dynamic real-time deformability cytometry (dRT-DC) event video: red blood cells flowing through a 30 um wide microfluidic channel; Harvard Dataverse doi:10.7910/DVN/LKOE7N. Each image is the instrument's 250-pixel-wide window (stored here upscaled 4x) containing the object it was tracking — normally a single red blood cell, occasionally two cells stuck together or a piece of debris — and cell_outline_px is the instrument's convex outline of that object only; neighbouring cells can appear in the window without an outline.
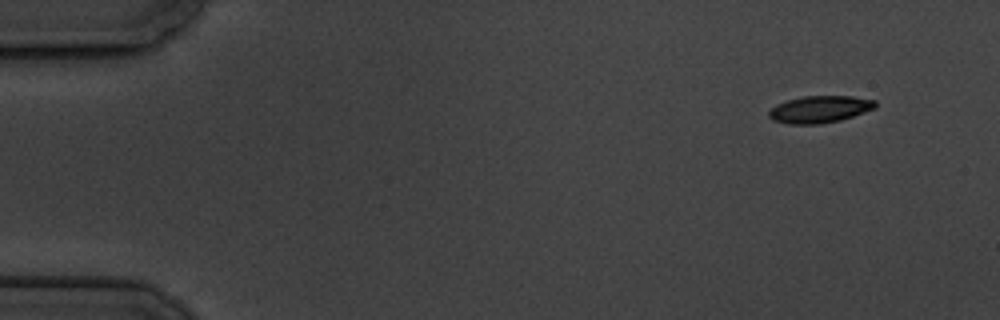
{"species": "common noctule bat (a hibernating species)", "species_latin": "Nyctalus noctula", "temperature_condition": "cold", "stored_images_in_passage": 9, "camera_frame_rate_fps": 3000, "um_per_image_px": 0.085, "animal": {"sex": "male", "body_mass_g": 19.5, "forearm_length_mm": 54.6}, "frame": {"image": 1, "passage_image": 1, "time_ms": 0.0, "image_size_px": [1000, 320], "cell_outline_px": [[876, 108], [840, 120], [820, 124], [788, 124], [772, 120], [768, 116], [768, 112], [776, 104], [788, 100], [804, 96], [852, 96], [876, 100]], "centroid_in_image_um": [69.67, 9.29], "position_along_channel_um": 15.3, "area_um2": 16.76}}
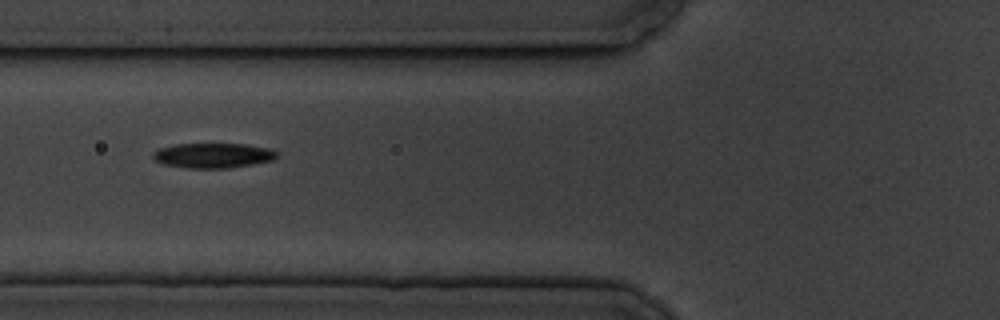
{"frame": {"image": 2, "passage_image": 6, "time_ms": 6.0, "image_size_px": [1000, 320], "cell_outline_px": [[276, 156], [272, 160], [252, 164], [228, 168], [184, 168], [164, 164], [156, 160], [152, 156], [152, 152], [160, 148], [176, 144], [244, 144], [268, 148], [276, 152]], "centroid_in_image_um": [18.06, 13.22], "position_along_channel_um": 107.7, "area_um2": 17.8}}
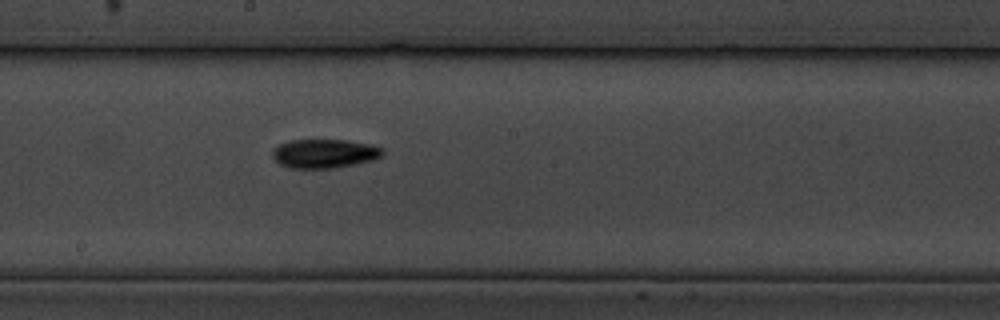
{"frame": {"image": 3, "passage_image": 9, "time_ms": 9.333, "image_size_px": [1000, 320], "cell_outline_px": [[384, 152], [380, 156], [372, 160], [332, 168], [292, 168], [280, 164], [272, 156], [272, 152], [280, 144], [288, 140], [348, 140], [372, 144], [384, 148]], "centroid_in_image_um": [27.59, 13.04], "position_along_channel_um": 220.6, "area_um2": 18.44}}